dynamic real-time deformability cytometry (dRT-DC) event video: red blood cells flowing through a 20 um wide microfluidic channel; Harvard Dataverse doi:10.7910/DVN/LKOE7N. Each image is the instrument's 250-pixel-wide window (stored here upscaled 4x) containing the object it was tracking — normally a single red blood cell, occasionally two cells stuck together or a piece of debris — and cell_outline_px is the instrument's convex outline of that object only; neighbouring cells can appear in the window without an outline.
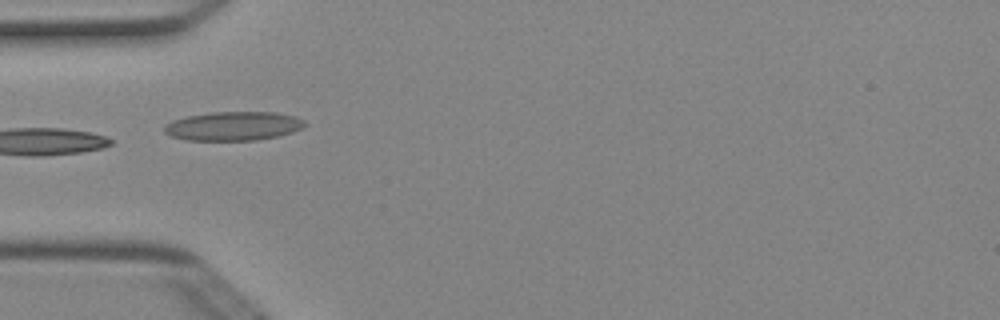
{"species": "Egyptian fruit bat (a non-hibernating species)", "species_latin": "Rousettus aegyptiacus", "temperature_condition": "cold", "stored_images_in_passage": 6, "camera_frame_rate_fps": 3000, "um_per_image_px": 0.085, "animal": {"sex": "female"}, "frame": {"image": 1, "passage_image": 5, "time_ms": 1.333, "image_size_px": [1000, 320], "cell_outline_px": [[308, 124], [292, 132], [280, 136], [256, 140], [184, 140], [172, 136], [164, 132], [164, 124], [172, 120], [188, 116], [212, 112], [276, 112], [296, 116], [304, 120]], "centroid_in_image_um": [19.85, 10.71], "position_along_channel_um": 65.2, "area_um2": 23.81}}
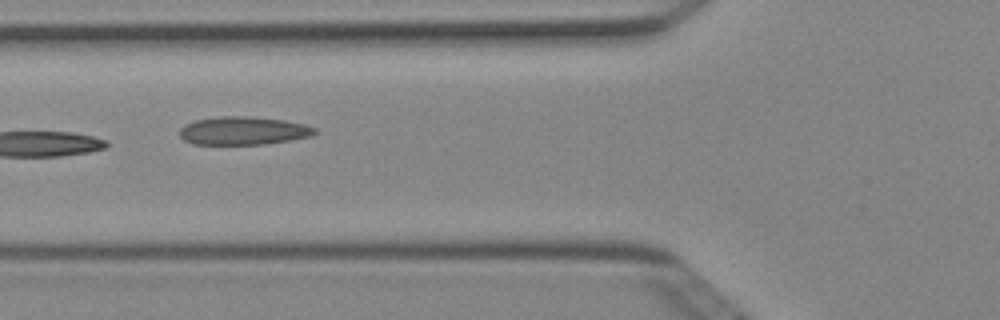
{"frame": {"image": 2, "passage_image": 6, "time_ms": 1.667, "image_size_px": [1000, 320], "cell_outline_px": [[316, 132], [312, 136], [264, 144], [192, 144], [184, 140], [180, 136], [180, 128], [184, 124], [196, 120], [220, 116], [248, 116], [284, 120], [304, 124], [316, 128]], "centroid_in_image_um": [20.66, 11.11], "position_along_channel_um": 105.1, "area_um2": 22.14}}